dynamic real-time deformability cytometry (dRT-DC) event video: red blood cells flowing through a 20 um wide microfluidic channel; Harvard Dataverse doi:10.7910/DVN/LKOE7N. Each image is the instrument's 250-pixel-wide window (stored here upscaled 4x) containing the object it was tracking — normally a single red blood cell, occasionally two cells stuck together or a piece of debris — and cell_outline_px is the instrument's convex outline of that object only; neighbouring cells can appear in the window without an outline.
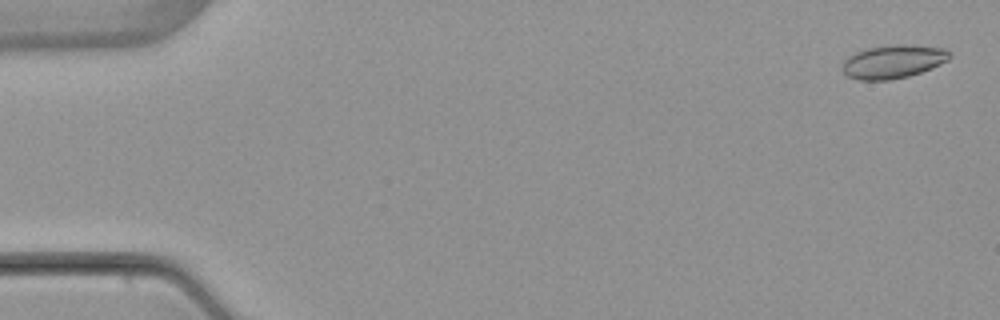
{"species": "common noctule bat (a hibernating species)", "species_latin": "Nyctalus noctula", "temperature_condition": "warm", "stored_images_in_passage": 4, "camera_frame_rate_fps": 3000, "um_per_image_px": 0.085, "animal": {"sex": "female", "body_mass_g": 22.7, "forearm_length_mm": 54.2}, "frame": {"image": 1, "passage_image": 1, "time_ms": 0.0, "image_size_px": [1000, 320], "cell_outline_px": [[952, 56], [948, 60], [932, 68], [908, 76], [888, 80], [860, 80], [848, 76], [840, 68], [844, 60], [848, 56], [856, 52], [868, 48], [896, 44], [904, 44], [948, 48], [952, 52]], "centroid_in_image_um": [75.95, 5.22], "position_along_channel_um": 9.1, "area_um2": 21.04}}
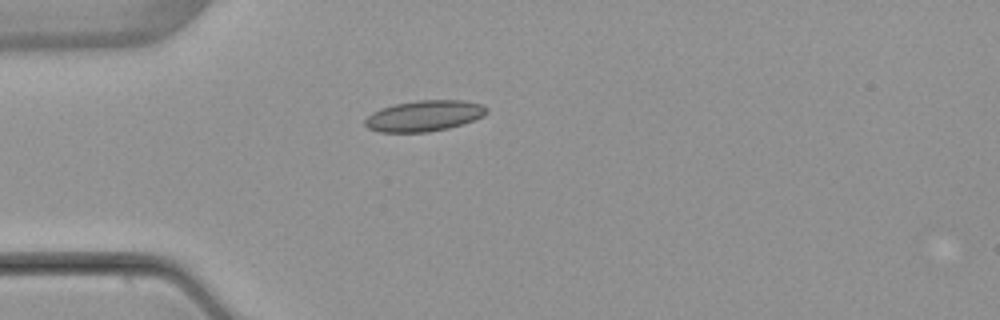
{"frame": {"image": 2, "passage_image": 4, "time_ms": 4.333, "image_size_px": [1000, 320], "cell_outline_px": [[488, 112], [484, 116], [448, 128], [428, 132], [380, 132], [368, 128], [364, 124], [364, 120], [372, 112], [380, 108], [396, 104], [416, 100], [464, 100], [484, 104], [488, 108]], "centroid_in_image_um": [36.06, 9.83], "position_along_channel_um": 48.9, "area_um2": 21.96}}